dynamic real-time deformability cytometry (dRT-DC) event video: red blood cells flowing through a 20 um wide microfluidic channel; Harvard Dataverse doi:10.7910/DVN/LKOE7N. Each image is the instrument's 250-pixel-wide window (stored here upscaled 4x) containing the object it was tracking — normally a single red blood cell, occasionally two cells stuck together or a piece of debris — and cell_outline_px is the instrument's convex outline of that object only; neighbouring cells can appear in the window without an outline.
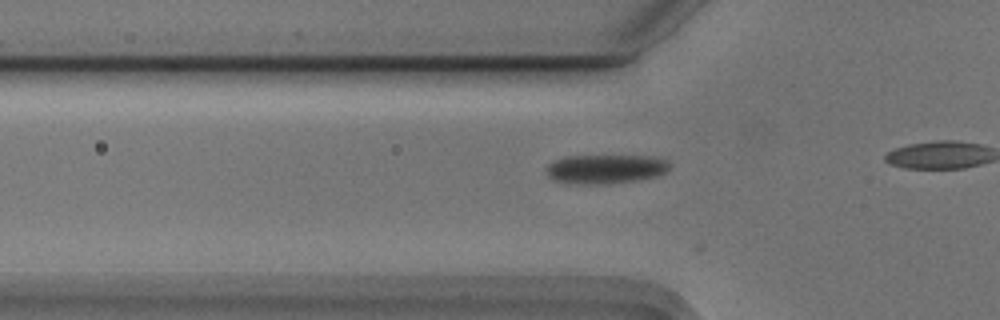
{"species": "Egyptian fruit bat (a non-hibernating species)", "species_latin": "Rousettus aegyptiacus", "temperature_condition": "cold", "stored_images_in_passage": 10, "camera_frame_rate_fps": 3000, "um_per_image_px": 0.085, "animal": {"sex": "male"}, "frame": {"image": 1, "passage_image": 5, "time_ms": 1.333, "image_size_px": [1000, 320], "cell_outline_px": [[668, 168], [664, 172], [656, 176], [636, 180], [604, 184], [576, 184], [556, 180], [548, 176], [544, 168], [552, 160], [564, 156], [652, 156], [668, 160]], "centroid_in_image_um": [51.41, 14.35], "position_along_channel_um": 74.4, "area_um2": 20.92}}
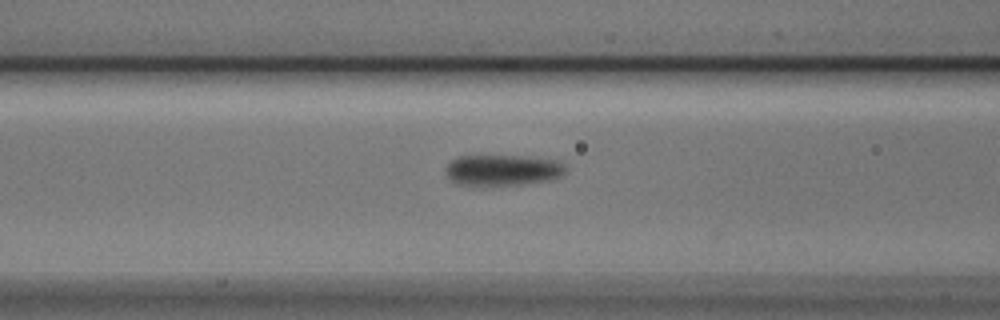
{"frame": {"image": 2, "passage_image": 9, "time_ms": 2.667, "image_size_px": [1000, 320], "cell_outline_px": [[564, 172], [560, 176], [552, 180], [520, 184], [456, 184], [448, 176], [444, 168], [456, 156], [520, 156], [556, 160], [564, 164]], "centroid_in_image_um": [42.72, 14.44], "position_along_channel_um": 123.9, "area_um2": 21.21}}